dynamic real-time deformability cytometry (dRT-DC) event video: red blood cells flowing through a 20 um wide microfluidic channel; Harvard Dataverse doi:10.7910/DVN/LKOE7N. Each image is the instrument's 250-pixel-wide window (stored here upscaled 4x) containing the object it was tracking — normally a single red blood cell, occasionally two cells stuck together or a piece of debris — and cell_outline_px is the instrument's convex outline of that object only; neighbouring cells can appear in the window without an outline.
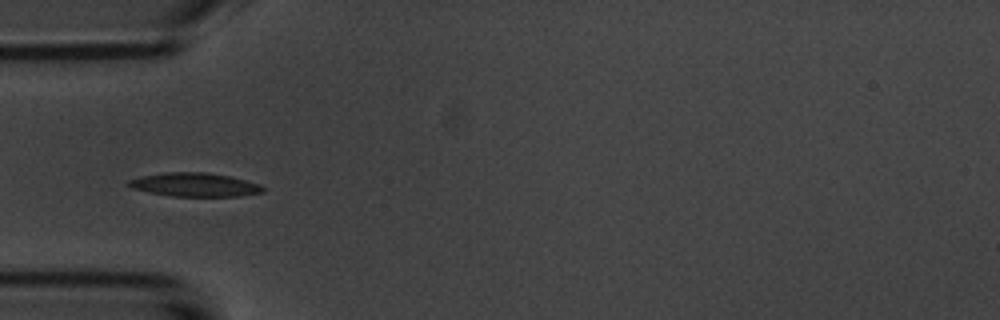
{"species": "common noctule bat (a hibernating species)", "species_latin": "Nyctalus noctula", "temperature_condition": "room temperature", "stored_images_in_passage": 27, "camera_frame_rate_fps": 3000, "um_per_image_px": 0.085, "animal": {"sex": "male", "body_mass_g": 20.1, "forearm_length_mm": 53.5}, "frame": {"image": 1, "passage_image": 5, "time_ms": 1.333, "image_size_px": [1000, 320], "cell_outline_px": [[268, 188], [264, 192], [240, 196], [172, 196], [148, 192], [132, 188], [128, 184], [128, 180], [140, 176], [164, 172], [204, 172], [232, 176], [260, 184]], "centroid_in_image_um": [16.6, 15.69], "position_along_channel_um": 68.4, "area_um2": 18.73}}